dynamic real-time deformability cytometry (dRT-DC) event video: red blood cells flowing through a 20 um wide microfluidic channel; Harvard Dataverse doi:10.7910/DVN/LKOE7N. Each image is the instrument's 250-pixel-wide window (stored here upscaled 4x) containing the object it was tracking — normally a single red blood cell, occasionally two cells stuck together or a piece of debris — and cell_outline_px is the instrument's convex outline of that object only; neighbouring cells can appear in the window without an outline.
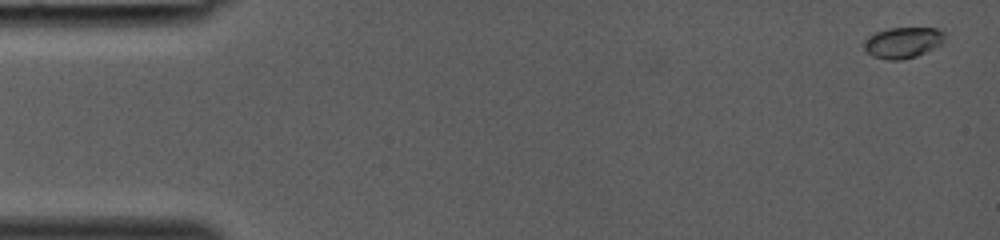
{"species": "common noctule bat (a hibernating species)", "species_latin": "Nyctalus noctula", "temperature_condition": "room temperature", "stored_images_in_passage": 10, "camera_frame_rate_fps": 3000, "um_per_image_px": 0.085, "animal": {"sex": "female", "body_mass_g": 19.0, "forearm_length_mm": 53.3}, "frame": {"image": 1, "passage_image": 2, "time_ms": 0.333, "image_size_px": [1000, 240], "cell_outline_px": [[944, 44], [916, 56], [900, 60], [888, 60], [872, 56], [864, 52], [864, 40], [868, 36], [876, 32], [888, 28], [936, 28], [944, 32]], "centroid_in_image_um": [76.73, 3.62], "position_along_channel_um": 8.3, "area_um2": 14.74}}